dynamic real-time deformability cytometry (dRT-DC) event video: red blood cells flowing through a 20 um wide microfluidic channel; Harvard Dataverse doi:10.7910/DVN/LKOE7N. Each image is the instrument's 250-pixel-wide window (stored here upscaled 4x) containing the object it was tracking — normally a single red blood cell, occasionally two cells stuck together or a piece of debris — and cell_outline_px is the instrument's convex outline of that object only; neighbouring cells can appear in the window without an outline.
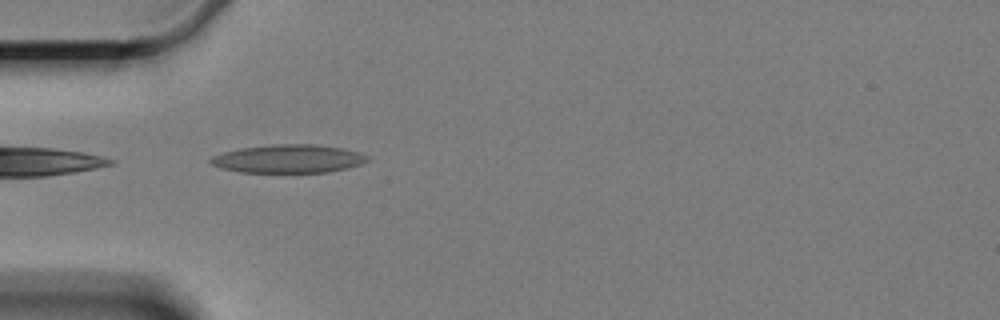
{"species": "Egyptian fruit bat (a non-hibernating species)", "species_latin": "Rousettus aegyptiacus", "temperature_condition": "cold", "stored_images_in_passage": 4, "camera_frame_rate_fps": 3000, "um_per_image_px": 0.085, "animal": {"sex": "female"}, "frame": {"image": 1, "passage_image": 1, "time_ms": 0.0, "image_size_px": [1000, 320], "cell_outline_px": [[368, 160], [360, 164], [348, 168], [328, 172], [240, 172], [220, 168], [212, 164], [208, 160], [212, 156], [224, 152], [240, 148], [272, 144], [316, 144], [340, 148], [360, 152], [368, 156]], "centroid_in_image_um": [24.5, 13.49], "position_along_channel_um": 60.5, "area_um2": 25.84}}
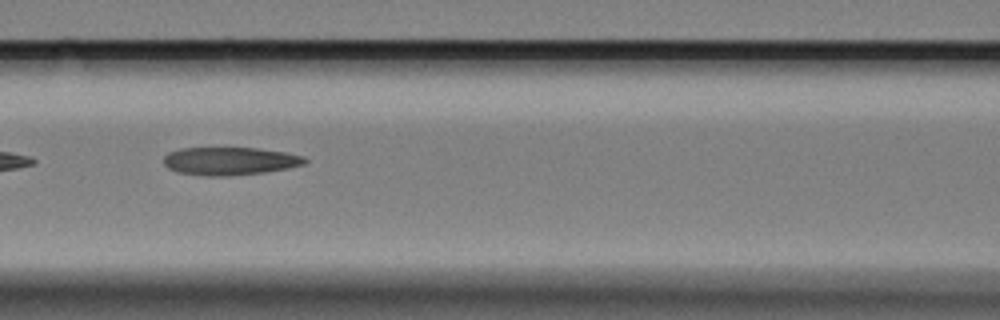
{"frame": {"image": 2, "passage_image": 3, "time_ms": 2.667, "image_size_px": [1000, 320], "cell_outline_px": [[308, 160], [304, 164], [288, 168], [264, 172], [228, 176], [208, 176], [180, 172], [168, 168], [164, 164], [164, 156], [168, 152], [180, 148], [256, 148], [284, 152], [304, 156]], "centroid_in_image_um": [19.53, 13.68], "position_along_channel_um": 147.1, "area_um2": 22.89}}
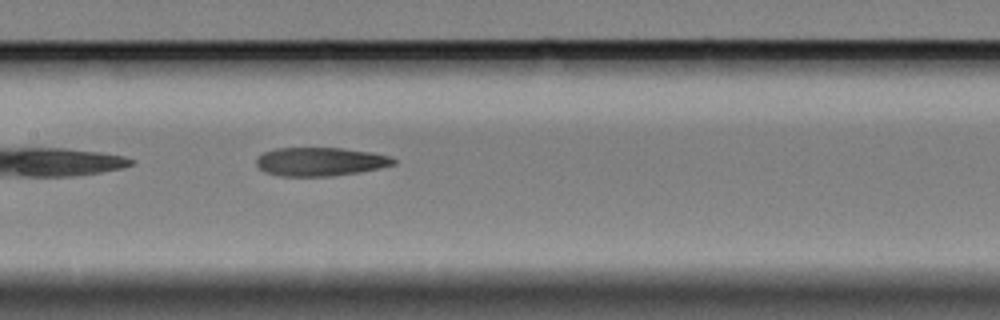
{"frame": {"image": 3, "passage_image": 4, "time_ms": 3.667, "image_size_px": [1000, 320], "cell_outline_px": [[396, 164], [380, 168], [360, 172], [332, 176], [280, 176], [264, 172], [256, 164], [256, 160], [264, 152], [276, 148], [344, 148], [372, 152], [388, 156], [396, 160]], "centroid_in_image_um": [27.24, 13.74], "position_along_channel_um": 180.2, "area_um2": 22.89}}